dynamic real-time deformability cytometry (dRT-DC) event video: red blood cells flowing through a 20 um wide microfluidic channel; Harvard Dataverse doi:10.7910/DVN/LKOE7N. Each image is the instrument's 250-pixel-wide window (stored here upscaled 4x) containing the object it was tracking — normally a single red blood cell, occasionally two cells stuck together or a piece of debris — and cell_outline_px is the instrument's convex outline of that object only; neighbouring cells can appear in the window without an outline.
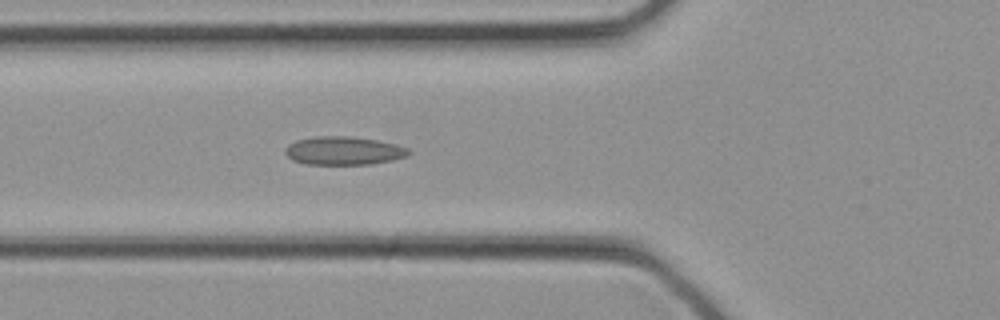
{"species": "common noctule bat (a hibernating species)", "species_latin": "Nyctalus noctula", "temperature_condition": "cold", "stored_images_in_passage": 16, "camera_frame_rate_fps": 3000, "um_per_image_px": 0.085, "animal": {"sex": "female", "body_mass_g": 21.9}, "frame": {"image": 1, "passage_image": 12, "time_ms": 3.667, "image_size_px": [1000, 320], "cell_outline_px": [[412, 152], [408, 156], [392, 160], [372, 164], [304, 164], [292, 160], [284, 152], [284, 148], [288, 144], [296, 140], [316, 136], [348, 136], [376, 140], [396, 144], [408, 148]], "centroid_in_image_um": [29.2, 12.81], "position_along_channel_um": 96.6, "area_um2": 20.52}}
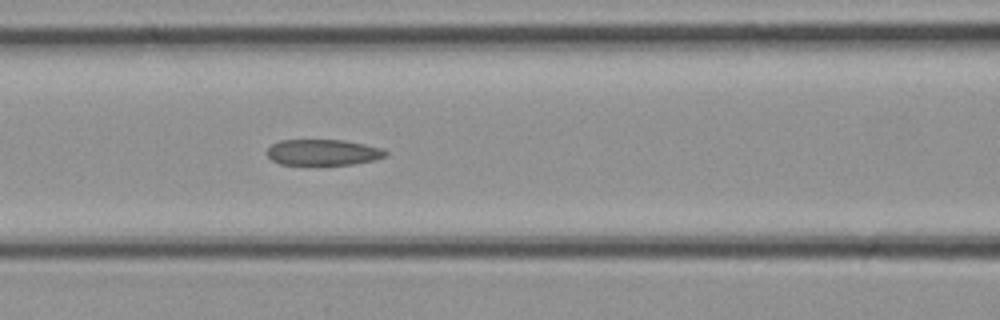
{"frame": {"image": 2, "passage_image": 14, "time_ms": 4.333, "image_size_px": [1000, 320], "cell_outline_px": [[388, 152], [384, 156], [376, 160], [352, 164], [280, 164], [272, 160], [268, 156], [268, 148], [272, 144], [280, 140], [344, 140], [384, 148]], "centroid_in_image_um": [27.49, 12.94], "position_along_channel_um": 139.1, "area_um2": 17.8}}
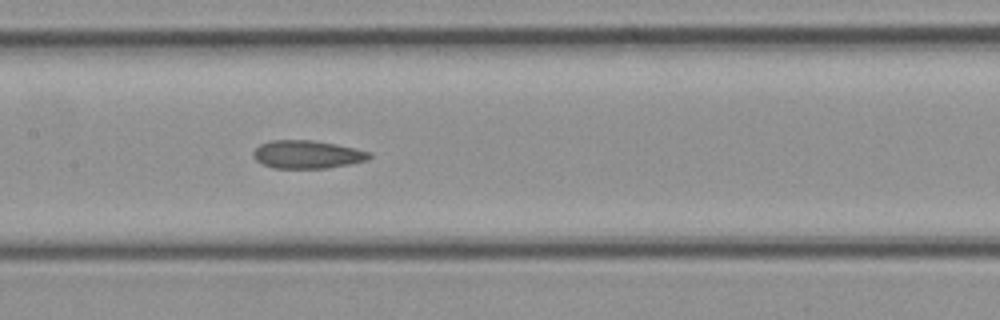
{"frame": {"image": 3, "passage_image": 16, "time_ms": 5.0, "image_size_px": [1000, 320], "cell_outline_px": [[372, 156], [368, 160], [328, 168], [272, 168], [256, 160], [252, 156], [252, 152], [260, 144], [272, 140], [312, 140], [336, 144], [356, 148], [372, 152]], "centroid_in_image_um": [26.13, 13.12], "position_along_channel_um": 181.3, "area_um2": 19.07}}